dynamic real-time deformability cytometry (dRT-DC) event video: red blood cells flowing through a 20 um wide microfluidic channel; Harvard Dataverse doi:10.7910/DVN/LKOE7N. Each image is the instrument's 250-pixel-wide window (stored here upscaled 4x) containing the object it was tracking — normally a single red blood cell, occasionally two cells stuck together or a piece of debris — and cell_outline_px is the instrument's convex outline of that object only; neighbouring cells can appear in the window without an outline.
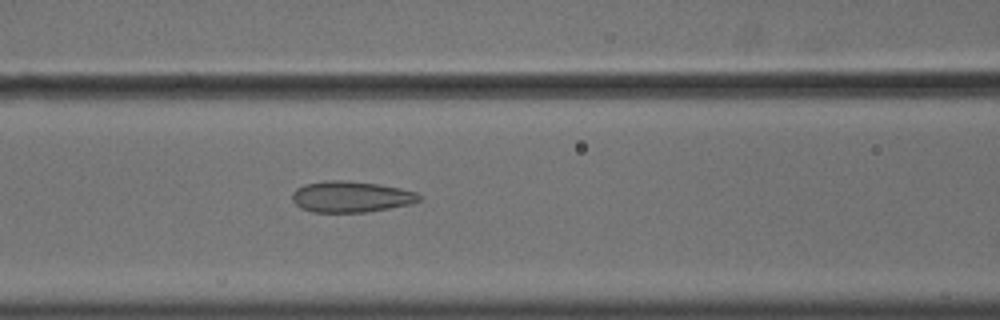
{"species": "common noctule bat (a hibernating species)", "species_latin": "Nyctalus noctula", "temperature_condition": "cold", "stored_images_in_passage": 53, "camera_frame_rate_fps": 3000, "um_per_image_px": 0.085, "animal": {"sex": "male", "body_mass_g": 18.8}, "frame": {"image": 1, "passage_image": 25, "time_ms": 8.0, "image_size_px": [1000, 320], "cell_outline_px": [[420, 200], [412, 204], [368, 212], [312, 212], [300, 208], [292, 200], [292, 192], [296, 188], [304, 184], [324, 180], [344, 180], [380, 184], [400, 188], [416, 192], [420, 196]], "centroid_in_image_um": [29.81, 16.72], "position_along_channel_um": 136.8, "area_um2": 23.24}}
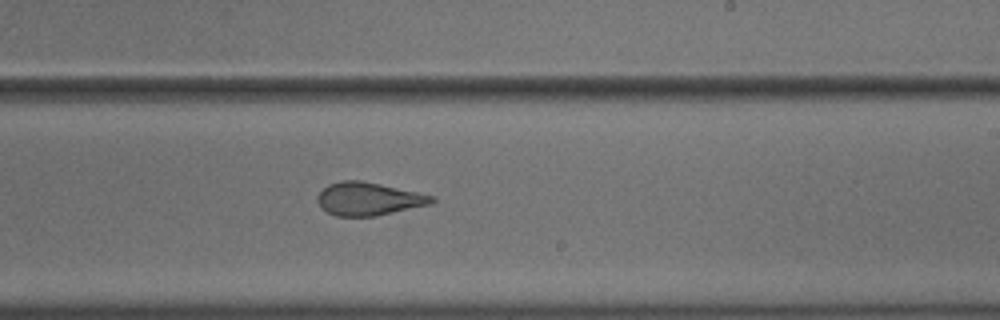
{"frame": {"image": 2, "passage_image": 35, "time_ms": 11.333, "image_size_px": [1000, 320], "cell_outline_px": [[436, 200], [432, 204], [376, 216], [336, 216], [328, 212], [316, 200], [316, 196], [328, 184], [340, 180], [360, 180], [380, 184], [436, 196]], "centroid_in_image_um": [31.35, 16.9], "position_along_channel_um": 257.6, "area_um2": 22.02}}
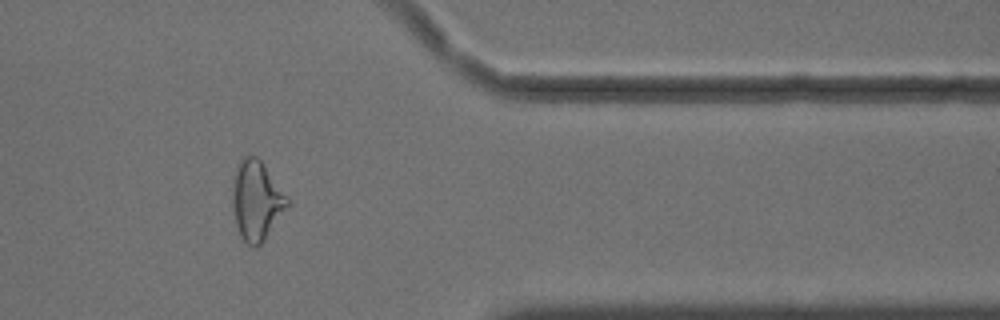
{"frame": {"image": 3, "passage_image": 47, "time_ms": 15.333, "image_size_px": [1000, 320], "cell_outline_px": [[288, 204], [264, 240], [256, 248], [248, 244], [240, 236], [236, 224], [232, 208], [232, 184], [236, 164], [244, 156], [256, 156], [260, 160], [288, 196]], "centroid_in_image_um": [21.76, 17.02], "position_along_channel_um": 389.6, "area_um2": 25.2}}